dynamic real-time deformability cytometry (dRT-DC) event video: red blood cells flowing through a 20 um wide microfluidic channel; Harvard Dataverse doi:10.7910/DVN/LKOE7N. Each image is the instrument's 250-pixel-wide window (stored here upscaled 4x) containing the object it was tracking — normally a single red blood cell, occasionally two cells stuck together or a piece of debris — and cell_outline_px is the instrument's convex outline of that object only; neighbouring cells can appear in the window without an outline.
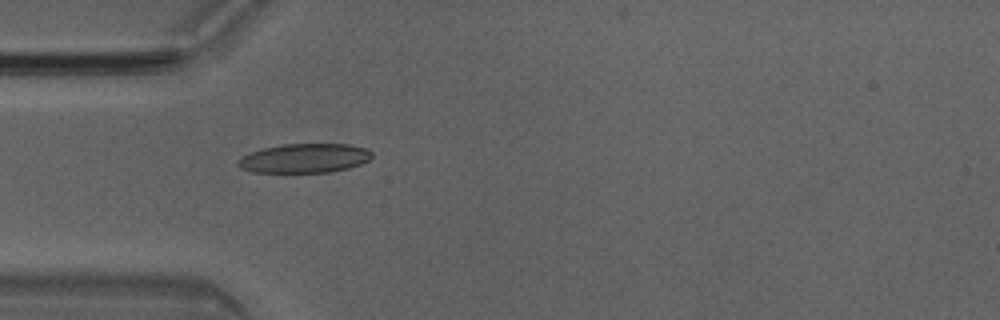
{"species": "Egyptian fruit bat (a non-hibernating species)", "species_latin": "Rousettus aegyptiacus", "temperature_condition": "room temperature", "stored_images_in_passage": 37, "camera_frame_rate_fps": 3000, "um_per_image_px": 0.085, "animal": {"sex": "male"}, "frame": {"image": 1, "passage_image": 1, "time_ms": 0.0, "image_size_px": [1000, 320], "cell_outline_px": [[372, 156], [368, 160], [360, 164], [348, 168], [328, 172], [252, 172], [240, 168], [236, 164], [236, 160], [240, 156], [264, 148], [284, 144], [348, 144], [368, 148], [372, 152]], "centroid_in_image_um": [25.86, 13.45], "position_along_channel_um": 59.1, "area_um2": 22.83}}
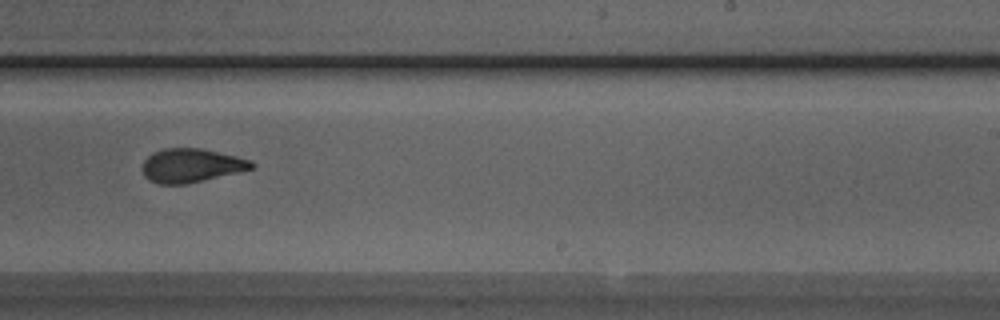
{"frame": {"image": 2, "passage_image": 17, "time_ms": 5.333, "image_size_px": [1000, 320], "cell_outline_px": [[256, 164], [252, 168], [240, 172], [188, 184], [160, 184], [148, 180], [144, 176], [144, 160], [152, 152], [164, 148], [200, 148], [236, 156], [252, 160]], "centroid_in_image_um": [16.27, 14.07], "position_along_channel_um": 272.7, "area_um2": 21.56}}
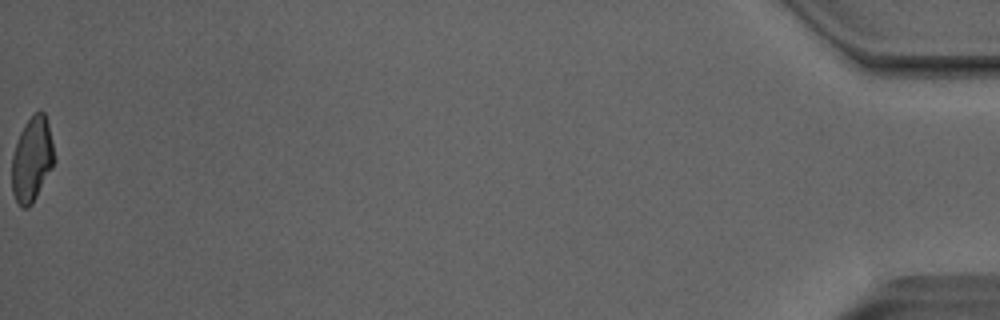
{"frame": {"image": 3, "passage_image": 37, "time_ms": 12.0, "image_size_px": [1000, 320], "cell_outline_px": [[56, 160], [52, 168], [32, 204], [28, 208], [20, 208], [12, 192], [12, 156], [20, 132], [24, 124], [36, 112], [44, 112], [48, 124], [52, 140]], "centroid_in_image_um": [2.72, 13.58], "position_along_channel_um": 432.5, "area_um2": 20.87}, "authors_computed_cell_mechanics": {"area_um2": 21.8484, "velocity_mm_per_s": 4.0424, "shape_relaxation_time_tau1_ms": 5.8998, "shape_relaxation_time_tau2_ms": 1.7739, "deformation_change_tau1": 0.194, "deformation_change_tau2": 0.0752}}